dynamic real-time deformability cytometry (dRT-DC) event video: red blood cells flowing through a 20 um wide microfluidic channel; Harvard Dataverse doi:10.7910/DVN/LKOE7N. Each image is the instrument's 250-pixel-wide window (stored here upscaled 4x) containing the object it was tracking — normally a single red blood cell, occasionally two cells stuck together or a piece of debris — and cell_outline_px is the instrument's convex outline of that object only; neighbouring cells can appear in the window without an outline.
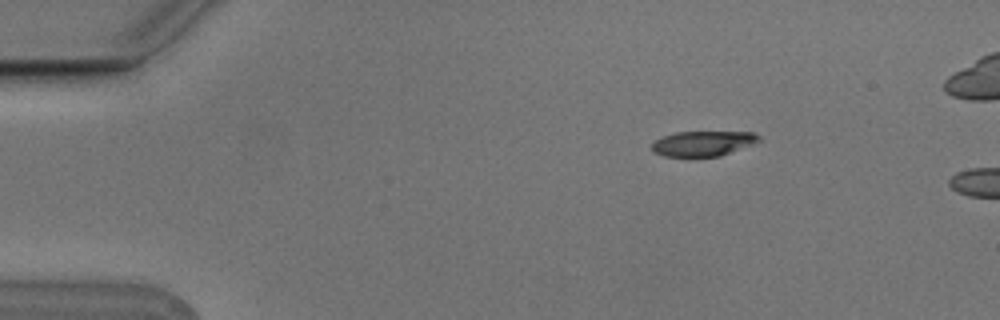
{"species": "Egyptian fruit bat (a non-hibernating species)", "species_latin": "Rousettus aegyptiacus", "temperature_condition": "cold", "stored_images_in_passage": 5, "camera_frame_rate_fps": 3000, "um_per_image_px": 0.085, "animal": {"sex": "male"}, "frame": {"image": 1, "passage_image": 3, "time_ms": 0.667, "image_size_px": [1000, 320], "cell_outline_px": [[764, 140], [720, 156], [664, 156], [652, 152], [652, 144], [656, 140], [664, 136], [676, 132], [752, 132], [760, 136]], "centroid_in_image_um": [59.79, 12.19], "position_along_channel_um": 25.2, "area_um2": 15.61}}